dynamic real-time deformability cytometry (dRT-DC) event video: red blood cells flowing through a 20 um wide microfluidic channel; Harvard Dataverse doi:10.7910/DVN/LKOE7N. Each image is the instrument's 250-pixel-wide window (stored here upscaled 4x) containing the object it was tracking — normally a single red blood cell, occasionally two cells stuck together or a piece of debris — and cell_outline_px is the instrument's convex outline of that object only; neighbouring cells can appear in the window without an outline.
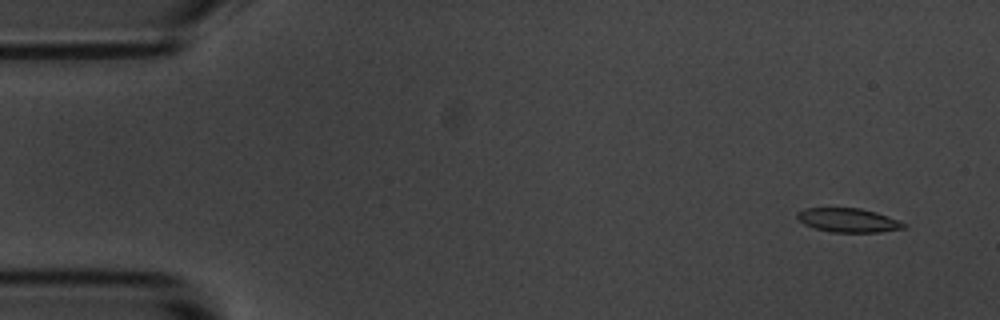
{"species": "common noctule bat (a hibernating species)", "species_latin": "Nyctalus noctula", "temperature_condition": "room temperature", "stored_images_in_passage": 7, "camera_frame_rate_fps": 3000, "um_per_image_px": 0.085, "animal": {"sex": "male", "body_mass_g": 20.1, "forearm_length_mm": 53.5}, "frame": {"image": 1, "passage_image": 2, "time_ms": 1.0, "image_size_px": [1000, 320], "cell_outline_px": [[908, 224], [904, 228], [880, 232], [832, 232], [816, 228], [804, 224], [796, 216], [796, 212], [804, 208], [860, 208], [876, 212], [888, 216]], "centroid_in_image_um": [72.11, 18.71], "position_along_channel_um": 12.9, "area_um2": 14.85}}
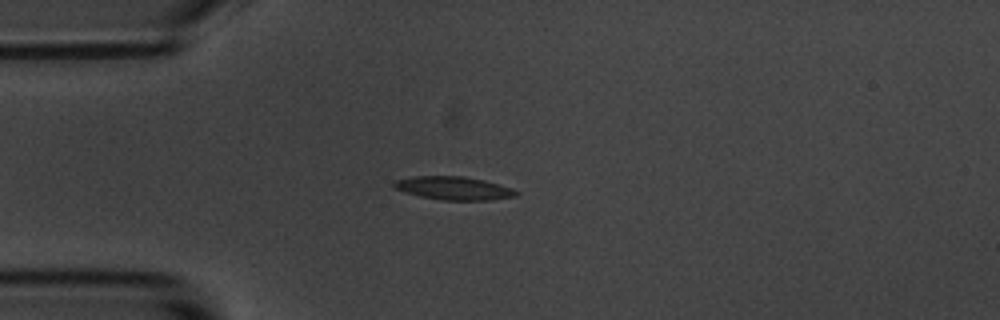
{"frame": {"image": 2, "passage_image": 5, "time_ms": 4.667, "image_size_px": [1000, 320], "cell_outline_px": [[520, 192], [516, 196], [488, 200], [440, 200], [420, 196], [404, 192], [396, 188], [392, 184], [396, 180], [412, 176], [464, 176], [484, 180], [512, 188]], "centroid_in_image_um": [38.57, 15.99], "position_along_channel_um": 46.4, "area_um2": 16.53}}
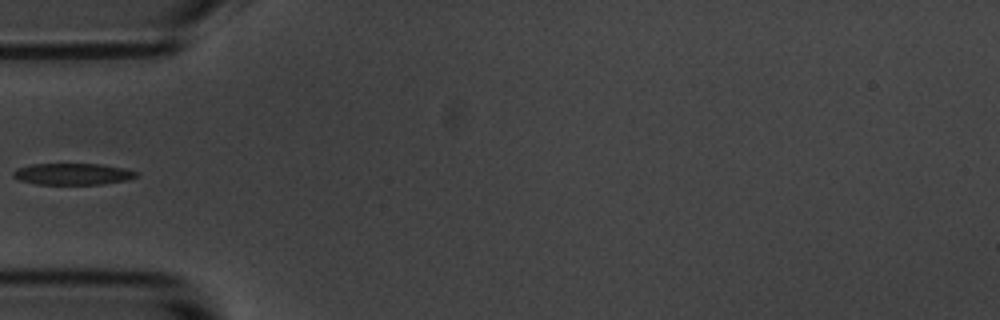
{"frame": {"image": 3, "passage_image": 6, "time_ms": 6.0, "image_size_px": [1000, 320], "cell_outline_px": [[140, 172], [136, 176], [128, 180], [100, 184], [36, 184], [20, 180], [12, 176], [12, 172], [16, 168], [32, 164], [100, 164], [124, 168]], "centroid_in_image_um": [6.17, 14.79], "position_along_channel_um": 78.8, "area_um2": 15.43}}